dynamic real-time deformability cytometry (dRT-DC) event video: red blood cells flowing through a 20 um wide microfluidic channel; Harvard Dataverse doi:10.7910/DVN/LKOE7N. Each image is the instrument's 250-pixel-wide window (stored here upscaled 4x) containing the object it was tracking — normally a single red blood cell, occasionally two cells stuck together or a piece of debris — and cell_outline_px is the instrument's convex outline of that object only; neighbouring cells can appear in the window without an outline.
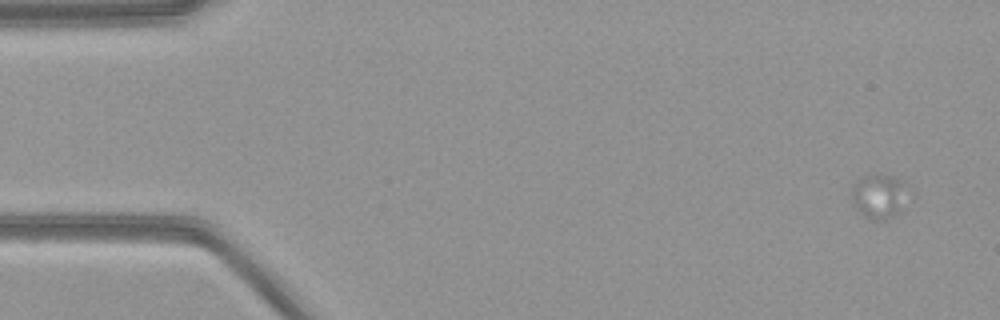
{"species": "common noctule bat (a hibernating species)", "species_latin": "Nyctalus noctula", "temperature_condition": "warm", "stored_images_in_passage": 9, "camera_frame_rate_fps": 3000, "um_per_image_px": 0.085, "animal": {"sex": "female", "body_mass_g": 21.9}, "frame": {"image": 1, "passage_image": 9, "time_ms": 2.667, "image_size_px": [1000, 320], "cell_outline_px": [[900, 200], [896, 216], [884, 220], [868, 220], [860, 212], [852, 200], [852, 184], [864, 176], [872, 172], [880, 172], [900, 180]], "centroid_in_image_um": [74.54, 16.66], "position_along_channel_um": 10.5, "area_um2": 13.7}}